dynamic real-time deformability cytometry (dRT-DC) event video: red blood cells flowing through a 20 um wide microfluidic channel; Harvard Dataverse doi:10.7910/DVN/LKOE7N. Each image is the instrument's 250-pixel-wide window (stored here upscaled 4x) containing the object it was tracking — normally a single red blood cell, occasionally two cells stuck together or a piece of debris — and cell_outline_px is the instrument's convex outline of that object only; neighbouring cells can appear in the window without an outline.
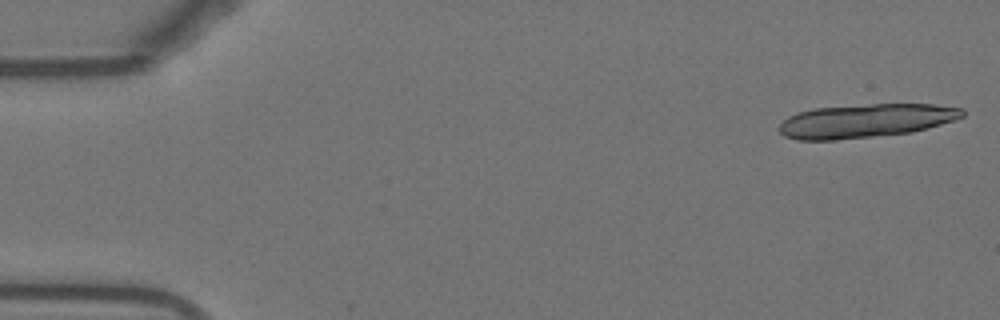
{"species": "Egyptian fruit bat (a non-hibernating species)", "species_latin": "Rousettus aegyptiacus", "temperature_condition": "warm", "stored_images_in_passage": 17, "camera_frame_rate_fps": 3000, "um_per_image_px": 0.085, "animal": {"sex": "female"}, "frame": {"image": 1, "passage_image": 1, "time_ms": 0.0, "image_size_px": [1000, 320], "cell_outline_px": [[964, 116], [956, 120], [912, 132], [836, 140], [796, 140], [784, 136], [780, 132], [780, 124], [788, 116], [796, 112], [816, 108], [872, 104], [932, 104], [964, 108]], "centroid_in_image_um": [73.59, 10.27], "position_along_channel_um": 11.4, "area_um2": 35.95}}